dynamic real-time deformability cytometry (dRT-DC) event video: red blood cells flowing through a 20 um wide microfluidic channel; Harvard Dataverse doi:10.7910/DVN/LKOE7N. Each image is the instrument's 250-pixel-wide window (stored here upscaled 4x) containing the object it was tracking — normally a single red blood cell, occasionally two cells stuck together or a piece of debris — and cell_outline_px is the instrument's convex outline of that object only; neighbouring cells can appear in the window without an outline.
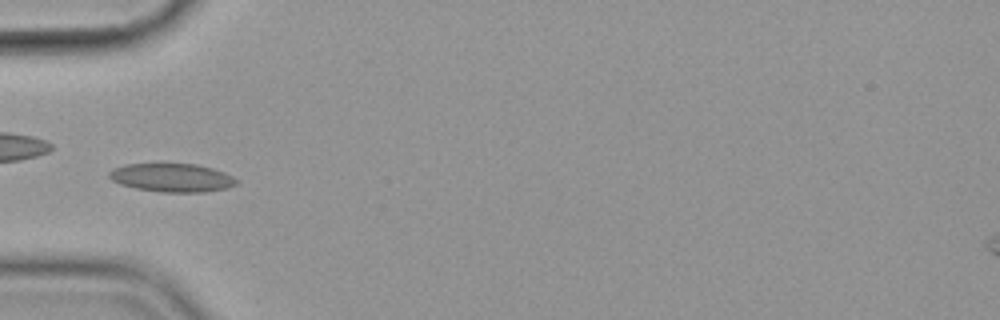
{"species": "common noctule bat (a hibernating species)", "species_latin": "Nyctalus noctula", "temperature_condition": "cold", "stored_images_in_passage": 31, "camera_frame_rate_fps": 3000, "um_per_image_px": 0.085, "animal": {"sex": "female", "body_mass_g": 19.9}, "frame": {"image": 1, "passage_image": 1, "time_ms": 0.0, "image_size_px": [1000, 320], "cell_outline_px": [[240, 180], [236, 184], [228, 188], [204, 192], [160, 192], [136, 188], [120, 184], [112, 180], [108, 176], [108, 172], [112, 168], [124, 164], [196, 164], [212, 168], [224, 172]], "centroid_in_image_um": [14.62, 15.1], "position_along_channel_um": 70.4, "area_um2": 21.21}, "authors_computed_cell_mechanics": {"area_um2": 19.3052, "velocity_mm_per_s": 3.5379, "shape_relaxation_time_tau1_ms": null, "shape_relaxation_time_tau2_ms": 1.5927, "deformation_change_tau1": null, "deformation_change_tau2": 0.0458}}